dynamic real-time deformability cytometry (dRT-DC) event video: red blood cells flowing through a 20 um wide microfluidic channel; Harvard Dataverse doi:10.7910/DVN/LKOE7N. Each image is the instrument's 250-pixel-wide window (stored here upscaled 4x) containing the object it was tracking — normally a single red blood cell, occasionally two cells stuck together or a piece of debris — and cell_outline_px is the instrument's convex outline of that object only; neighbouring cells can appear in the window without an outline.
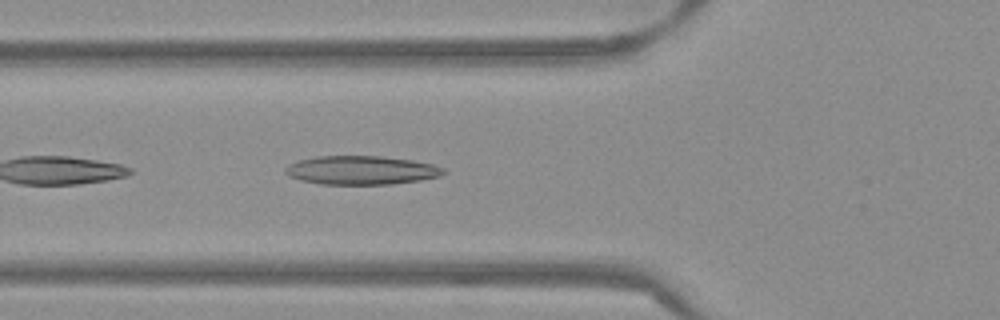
{"species": "Egyptian fruit bat (a non-hibernating species)", "species_latin": "Rousettus aegyptiacus", "temperature_condition": "warm", "stored_images_in_passage": 24, "camera_frame_rate_fps": 3000, "um_per_image_px": 0.085, "frame": {"image": 1, "passage_image": 4, "time_ms": 1.0, "image_size_px": [1000, 320], "cell_outline_px": [[444, 172], [440, 176], [420, 180], [392, 184], [320, 184], [300, 180], [288, 176], [284, 172], [284, 168], [288, 164], [296, 160], [316, 156], [380, 156], [412, 160], [432, 164], [444, 168]], "centroid_in_image_um": [30.65, 14.46], "position_along_channel_um": 95.2, "area_um2": 26.59}}
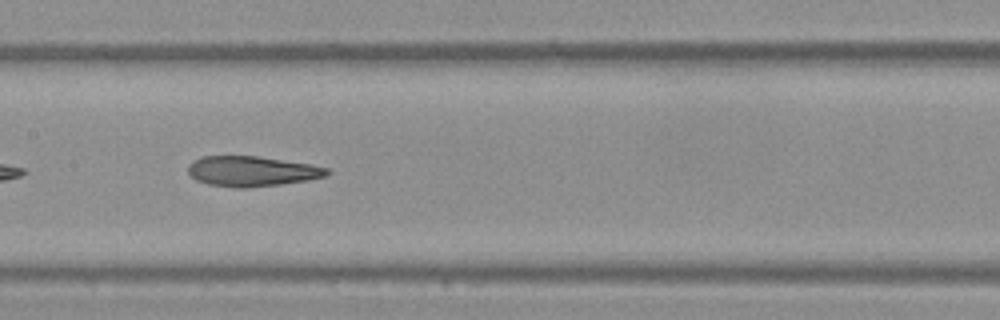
{"frame": {"image": 2, "passage_image": 11, "time_ms": 3.333, "image_size_px": [1000, 320], "cell_outline_px": [[332, 172], [324, 176], [308, 180], [280, 184], [244, 188], [236, 188], [208, 184], [196, 180], [188, 172], [188, 164], [192, 160], [200, 156], [256, 156], [312, 164], [328, 168]], "centroid_in_image_um": [21.39, 14.55], "position_along_channel_um": 186.0, "area_um2": 24.51}}
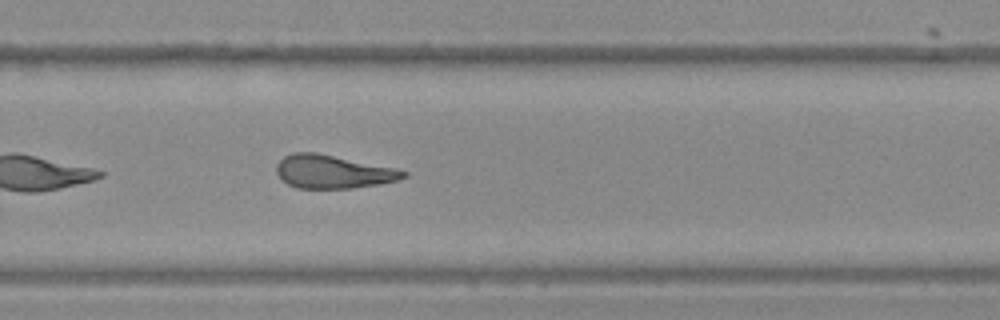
{"frame": {"image": 3, "passage_image": 20, "time_ms": 6.333, "image_size_px": [1000, 320], "cell_outline_px": [[408, 176], [396, 180], [380, 184], [352, 188], [296, 188], [288, 184], [276, 172], [276, 164], [284, 156], [292, 152], [316, 152], [396, 168], [408, 172]], "centroid_in_image_um": [28.3, 14.59], "position_along_channel_um": 301.5, "area_um2": 24.62}}